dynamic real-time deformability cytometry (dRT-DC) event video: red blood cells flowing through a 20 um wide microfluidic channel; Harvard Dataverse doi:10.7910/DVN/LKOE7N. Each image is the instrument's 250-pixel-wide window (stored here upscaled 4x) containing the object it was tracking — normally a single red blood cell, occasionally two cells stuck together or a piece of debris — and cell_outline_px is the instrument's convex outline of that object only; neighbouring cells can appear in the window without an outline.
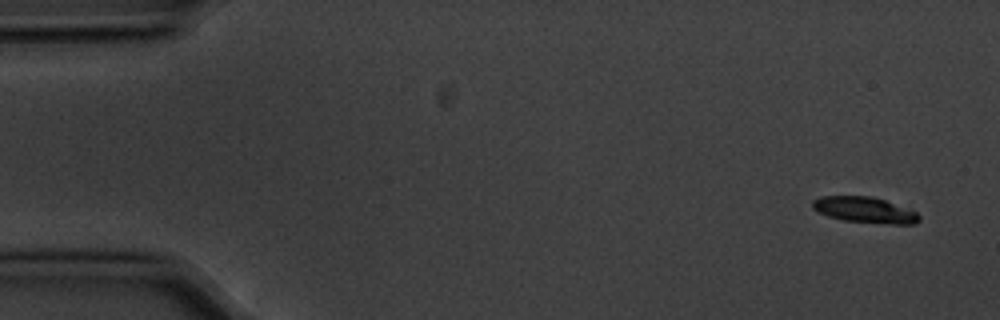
{"species": "common noctule bat (a hibernating species)", "species_latin": "Nyctalus noctula", "temperature_condition": "cold", "stored_images_in_passage": 6, "camera_frame_rate_fps": 3000, "um_per_image_px": 0.085, "animal": {"sex": "male", "body_mass_g": 20.1, "forearm_length_mm": 53.5}, "frame": {"image": 1, "passage_image": 1, "time_ms": 0.0, "image_size_px": [1000, 320], "cell_outline_px": [[920, 220], [916, 224], [888, 224], [844, 220], [828, 216], [812, 208], [812, 200], [820, 196], [872, 196], [884, 200], [916, 212], [920, 216]], "centroid_in_image_um": [73.5, 17.84], "position_along_channel_um": 11.5, "area_um2": 15.95}}
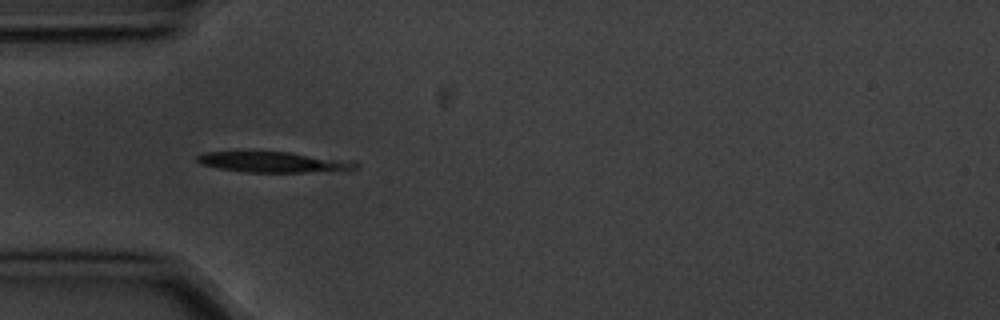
{"frame": {"image": 2, "passage_image": 5, "time_ms": 1.333, "image_size_px": [1000, 320], "cell_outline_px": [[360, 168], [348, 172], [248, 172], [220, 168], [200, 164], [196, 160], [196, 156], [204, 152], [292, 152], [356, 160], [360, 164]], "centroid_in_image_um": [23.5, 13.79], "position_along_channel_um": 61.5, "area_um2": 19.71}}